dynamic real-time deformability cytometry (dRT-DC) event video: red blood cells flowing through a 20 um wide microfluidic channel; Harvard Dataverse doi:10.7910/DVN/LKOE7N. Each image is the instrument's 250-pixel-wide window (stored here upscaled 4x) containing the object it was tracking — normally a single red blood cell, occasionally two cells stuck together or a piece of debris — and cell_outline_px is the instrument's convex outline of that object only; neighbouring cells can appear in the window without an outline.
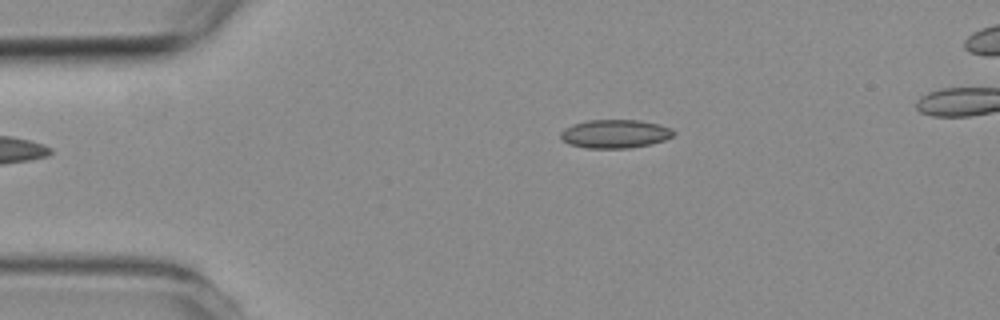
{"species": "common noctule bat (a hibernating species)", "species_latin": "Nyctalus noctula", "temperature_condition": "room temperature", "stored_images_in_passage": 4, "camera_frame_rate_fps": 3000, "um_per_image_px": 0.085, "animal": {"sex": "female", "body_mass_g": 19.3, "forearm_length_mm": 54.1}, "frame": {"image": 1, "passage_image": 4, "time_ms": 4.667, "image_size_px": [1000, 320], "cell_outline_px": [[676, 132], [672, 136], [664, 140], [652, 144], [628, 148], [588, 148], [568, 144], [560, 136], [560, 132], [564, 128], [572, 124], [588, 120], [640, 120], [672, 128]], "centroid_in_image_um": [52.27, 11.37], "position_along_channel_um": 32.7, "area_um2": 18.79}}